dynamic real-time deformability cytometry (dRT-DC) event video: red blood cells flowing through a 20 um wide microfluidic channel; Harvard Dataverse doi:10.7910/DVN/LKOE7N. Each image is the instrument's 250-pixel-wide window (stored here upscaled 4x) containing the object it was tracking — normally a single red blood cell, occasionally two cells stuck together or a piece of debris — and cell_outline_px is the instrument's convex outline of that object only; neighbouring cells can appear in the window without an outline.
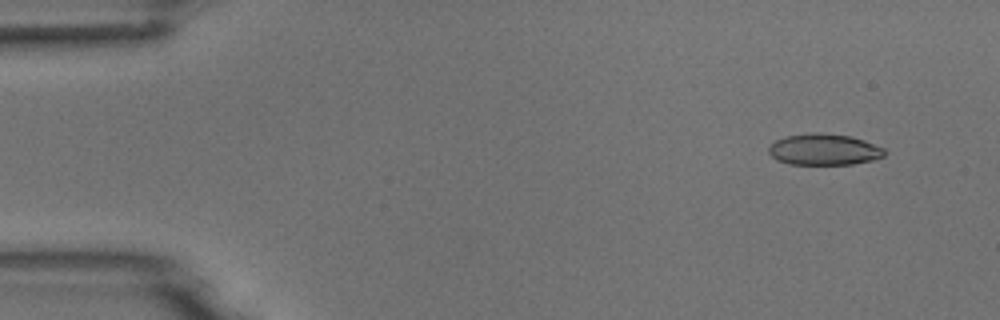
{"species": "common noctule bat (a hibernating species)", "species_latin": "Nyctalus noctula", "temperature_condition": "room temperature", "stored_images_in_passage": 4, "camera_frame_rate_fps": 3000, "um_per_image_px": 0.085, "animal": {"sex": "male", "body_mass_g": 18.8}, "frame": {"image": 1, "passage_image": 1, "time_ms": 0.0, "image_size_px": [1000, 320], "cell_outline_px": [[884, 156], [872, 160], [852, 164], [792, 164], [776, 160], [768, 152], [768, 148], [776, 140], [784, 136], [816, 132], [852, 136], [864, 140], [884, 148]], "centroid_in_image_um": [70.03, 12.7], "position_along_channel_um": 15.0, "area_um2": 21.04}}
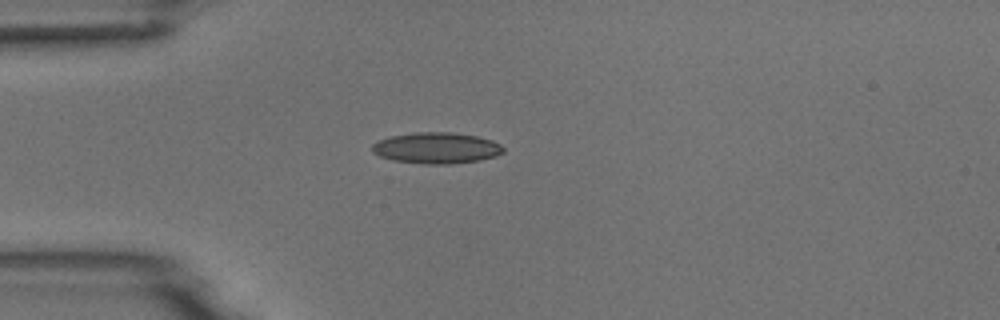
{"frame": {"image": 2, "passage_image": 4, "time_ms": 3.333, "image_size_px": [1000, 320], "cell_outline_px": [[504, 152], [496, 156], [480, 160], [448, 164], [424, 164], [396, 160], [380, 156], [372, 152], [372, 144], [376, 140], [388, 136], [416, 132], [452, 132], [476, 136], [492, 140], [500, 144], [504, 148]], "centroid_in_image_um": [37.09, 12.57], "position_along_channel_um": 47.9, "area_um2": 23.87}}